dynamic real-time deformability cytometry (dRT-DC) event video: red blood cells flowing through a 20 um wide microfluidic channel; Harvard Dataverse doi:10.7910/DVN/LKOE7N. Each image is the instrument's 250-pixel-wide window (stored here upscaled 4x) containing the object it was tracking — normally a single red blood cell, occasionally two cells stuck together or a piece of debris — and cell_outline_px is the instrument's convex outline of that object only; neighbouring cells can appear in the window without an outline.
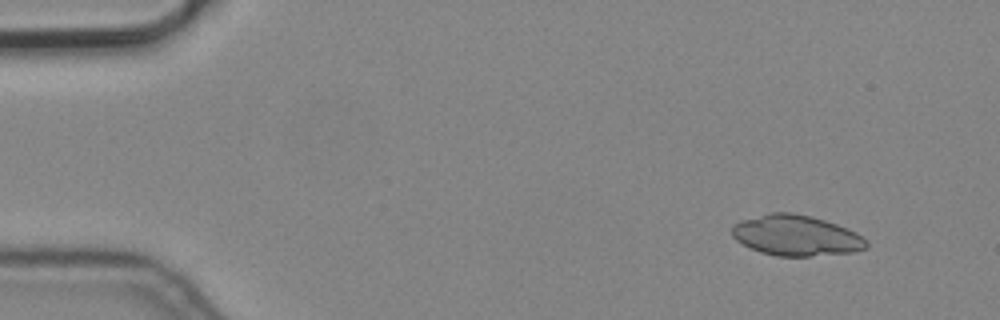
{"species": "common noctule bat (a hibernating species)", "species_latin": "Nyctalus noctula", "temperature_condition": "cold", "stored_images_in_passage": 5, "camera_frame_rate_fps": 3000, "um_per_image_px": 0.085, "animal": {"sex": "male", "body_mass_g": 19.2, "forearm_length_mm": 51.8}, "frame": {"image": 1, "passage_image": 1, "time_ms": 0.0, "image_size_px": [1000, 320], "cell_outline_px": [[868, 248], [852, 252], [808, 256], [776, 256], [760, 252], [736, 240], [732, 236], [732, 224], [740, 220], [772, 212], [792, 212], [812, 216], [848, 228], [856, 232], [868, 240]], "centroid_in_image_um": [67.68, 20.01], "position_along_channel_um": 17.3, "area_um2": 31.91}}
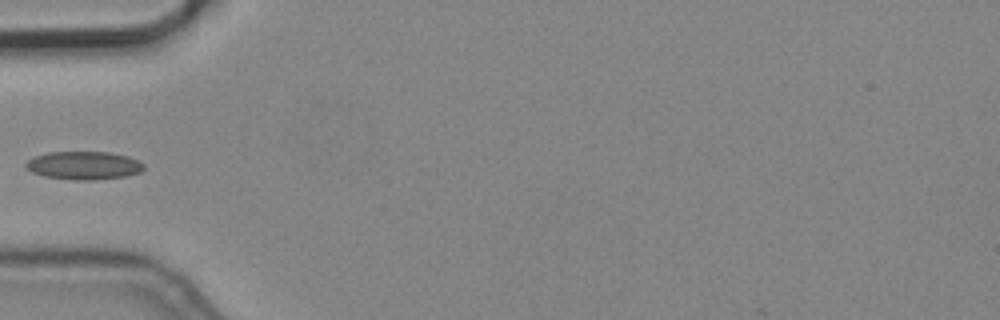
{"frame": {"image": 2, "passage_image": 5, "time_ms": 1.333, "image_size_px": [1000, 320], "cell_outline_px": [[144, 168], [140, 172], [124, 176], [92, 180], [76, 180], [44, 176], [32, 172], [24, 168], [24, 164], [28, 160], [36, 156], [48, 152], [108, 152], [128, 156], [144, 164]], "centroid_in_image_um": [7.09, 14.06], "position_along_channel_um": 77.9, "area_um2": 19.25}}